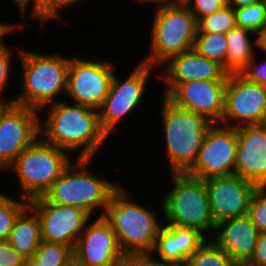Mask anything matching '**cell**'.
<instances>
[{
  "label": "cell",
  "instance_id": "6da1fadb",
  "mask_svg": "<svg viewBox=\"0 0 266 266\" xmlns=\"http://www.w3.org/2000/svg\"><path fill=\"white\" fill-rule=\"evenodd\" d=\"M61 100L42 108L40 137L65 150L75 159H95L104 143L110 138L102 130L98 110L81 104H69ZM45 114V115H44Z\"/></svg>",
  "mask_w": 266,
  "mask_h": 266
},
{
  "label": "cell",
  "instance_id": "7a4b0ae2",
  "mask_svg": "<svg viewBox=\"0 0 266 266\" xmlns=\"http://www.w3.org/2000/svg\"><path fill=\"white\" fill-rule=\"evenodd\" d=\"M122 186L112 194L103 217L116 234L122 252L139 266L154 249L163 217L145 203L135 202L129 189Z\"/></svg>",
  "mask_w": 266,
  "mask_h": 266
},
{
  "label": "cell",
  "instance_id": "3957f363",
  "mask_svg": "<svg viewBox=\"0 0 266 266\" xmlns=\"http://www.w3.org/2000/svg\"><path fill=\"white\" fill-rule=\"evenodd\" d=\"M22 68V93L11 97V102L40 111L42 108L61 101L65 95L70 57L42 54L20 47L17 49ZM57 99V100H56Z\"/></svg>",
  "mask_w": 266,
  "mask_h": 266
},
{
  "label": "cell",
  "instance_id": "277c9868",
  "mask_svg": "<svg viewBox=\"0 0 266 266\" xmlns=\"http://www.w3.org/2000/svg\"><path fill=\"white\" fill-rule=\"evenodd\" d=\"M94 159H75L52 184L44 197L51 203L77 207L92 218L103 217L112 194L121 184L91 172ZM98 210V211H97Z\"/></svg>",
  "mask_w": 266,
  "mask_h": 266
},
{
  "label": "cell",
  "instance_id": "5b68a950",
  "mask_svg": "<svg viewBox=\"0 0 266 266\" xmlns=\"http://www.w3.org/2000/svg\"><path fill=\"white\" fill-rule=\"evenodd\" d=\"M150 27V53L140 62L160 68L170 57L193 49L197 21L187 6L181 2L154 5Z\"/></svg>",
  "mask_w": 266,
  "mask_h": 266
},
{
  "label": "cell",
  "instance_id": "8992f818",
  "mask_svg": "<svg viewBox=\"0 0 266 266\" xmlns=\"http://www.w3.org/2000/svg\"><path fill=\"white\" fill-rule=\"evenodd\" d=\"M162 101L161 123L170 173H185L195 162L208 129L213 125L206 117L175 106L166 97Z\"/></svg>",
  "mask_w": 266,
  "mask_h": 266
},
{
  "label": "cell",
  "instance_id": "52a82bcc",
  "mask_svg": "<svg viewBox=\"0 0 266 266\" xmlns=\"http://www.w3.org/2000/svg\"><path fill=\"white\" fill-rule=\"evenodd\" d=\"M169 181L173 185L170 191L165 192L159 207L163 224L195 228L208 236V239L212 237L215 223L210 211L205 180L186 173H171Z\"/></svg>",
  "mask_w": 266,
  "mask_h": 266
},
{
  "label": "cell",
  "instance_id": "ba28073f",
  "mask_svg": "<svg viewBox=\"0 0 266 266\" xmlns=\"http://www.w3.org/2000/svg\"><path fill=\"white\" fill-rule=\"evenodd\" d=\"M74 157L40 136L19 154L5 170L15 174L19 197L27 200L44 196L72 163Z\"/></svg>",
  "mask_w": 266,
  "mask_h": 266
},
{
  "label": "cell",
  "instance_id": "9c48e42d",
  "mask_svg": "<svg viewBox=\"0 0 266 266\" xmlns=\"http://www.w3.org/2000/svg\"><path fill=\"white\" fill-rule=\"evenodd\" d=\"M132 69L123 79L114 73L109 93L98 110L101 128L108 137L116 134L125 117L142 106L150 76L157 68L138 62Z\"/></svg>",
  "mask_w": 266,
  "mask_h": 266
},
{
  "label": "cell",
  "instance_id": "30bf717a",
  "mask_svg": "<svg viewBox=\"0 0 266 266\" xmlns=\"http://www.w3.org/2000/svg\"><path fill=\"white\" fill-rule=\"evenodd\" d=\"M85 58L70 57L65 95L75 104L99 110L109 93L116 65L104 59Z\"/></svg>",
  "mask_w": 266,
  "mask_h": 266
},
{
  "label": "cell",
  "instance_id": "8fae6325",
  "mask_svg": "<svg viewBox=\"0 0 266 266\" xmlns=\"http://www.w3.org/2000/svg\"><path fill=\"white\" fill-rule=\"evenodd\" d=\"M266 123V87L242 74L228 75L221 125L239 127Z\"/></svg>",
  "mask_w": 266,
  "mask_h": 266
},
{
  "label": "cell",
  "instance_id": "7c38bea8",
  "mask_svg": "<svg viewBox=\"0 0 266 266\" xmlns=\"http://www.w3.org/2000/svg\"><path fill=\"white\" fill-rule=\"evenodd\" d=\"M236 152V128L213 124L206 133L195 162L185 173L203 180L234 175Z\"/></svg>",
  "mask_w": 266,
  "mask_h": 266
},
{
  "label": "cell",
  "instance_id": "4fadbf2b",
  "mask_svg": "<svg viewBox=\"0 0 266 266\" xmlns=\"http://www.w3.org/2000/svg\"><path fill=\"white\" fill-rule=\"evenodd\" d=\"M94 218L86 224L75 242L74 264L76 266H135L122 252L111 225L104 217Z\"/></svg>",
  "mask_w": 266,
  "mask_h": 266
},
{
  "label": "cell",
  "instance_id": "5bb4252c",
  "mask_svg": "<svg viewBox=\"0 0 266 266\" xmlns=\"http://www.w3.org/2000/svg\"><path fill=\"white\" fill-rule=\"evenodd\" d=\"M40 112L11 102L0 115V171H5L39 136Z\"/></svg>",
  "mask_w": 266,
  "mask_h": 266
},
{
  "label": "cell",
  "instance_id": "9a60e30c",
  "mask_svg": "<svg viewBox=\"0 0 266 266\" xmlns=\"http://www.w3.org/2000/svg\"><path fill=\"white\" fill-rule=\"evenodd\" d=\"M41 223L42 241L75 245L92 217L80 208L49 202L44 196L29 200Z\"/></svg>",
  "mask_w": 266,
  "mask_h": 266
},
{
  "label": "cell",
  "instance_id": "2e32d148",
  "mask_svg": "<svg viewBox=\"0 0 266 266\" xmlns=\"http://www.w3.org/2000/svg\"><path fill=\"white\" fill-rule=\"evenodd\" d=\"M210 211L214 223L246 215L257 185L238 175L205 179Z\"/></svg>",
  "mask_w": 266,
  "mask_h": 266
},
{
  "label": "cell",
  "instance_id": "e0dca14e",
  "mask_svg": "<svg viewBox=\"0 0 266 266\" xmlns=\"http://www.w3.org/2000/svg\"><path fill=\"white\" fill-rule=\"evenodd\" d=\"M227 80H194L180 83L166 98L178 108L220 124L224 114Z\"/></svg>",
  "mask_w": 266,
  "mask_h": 266
},
{
  "label": "cell",
  "instance_id": "ac0fdd59",
  "mask_svg": "<svg viewBox=\"0 0 266 266\" xmlns=\"http://www.w3.org/2000/svg\"><path fill=\"white\" fill-rule=\"evenodd\" d=\"M207 239L195 228L163 224L153 251L139 266H185Z\"/></svg>",
  "mask_w": 266,
  "mask_h": 266
},
{
  "label": "cell",
  "instance_id": "d6986e66",
  "mask_svg": "<svg viewBox=\"0 0 266 266\" xmlns=\"http://www.w3.org/2000/svg\"><path fill=\"white\" fill-rule=\"evenodd\" d=\"M157 77L165 84L163 96L167 97L180 83L194 80H227L222 65L202 56L194 48L170 57L160 66ZM162 75V76H161Z\"/></svg>",
  "mask_w": 266,
  "mask_h": 266
},
{
  "label": "cell",
  "instance_id": "ffe728a7",
  "mask_svg": "<svg viewBox=\"0 0 266 266\" xmlns=\"http://www.w3.org/2000/svg\"><path fill=\"white\" fill-rule=\"evenodd\" d=\"M235 175L266 187V123L236 127Z\"/></svg>",
  "mask_w": 266,
  "mask_h": 266
},
{
  "label": "cell",
  "instance_id": "44dd1931",
  "mask_svg": "<svg viewBox=\"0 0 266 266\" xmlns=\"http://www.w3.org/2000/svg\"><path fill=\"white\" fill-rule=\"evenodd\" d=\"M210 239L236 263H248L253 256L260 232L248 214L215 224Z\"/></svg>",
  "mask_w": 266,
  "mask_h": 266
},
{
  "label": "cell",
  "instance_id": "7402d4cb",
  "mask_svg": "<svg viewBox=\"0 0 266 266\" xmlns=\"http://www.w3.org/2000/svg\"><path fill=\"white\" fill-rule=\"evenodd\" d=\"M7 241L27 260L35 254L42 242L41 223L29 206L15 220Z\"/></svg>",
  "mask_w": 266,
  "mask_h": 266
},
{
  "label": "cell",
  "instance_id": "603a6c76",
  "mask_svg": "<svg viewBox=\"0 0 266 266\" xmlns=\"http://www.w3.org/2000/svg\"><path fill=\"white\" fill-rule=\"evenodd\" d=\"M228 53L226 73L241 74L256 54L255 33L236 26L226 33Z\"/></svg>",
  "mask_w": 266,
  "mask_h": 266
},
{
  "label": "cell",
  "instance_id": "cb8c5ba5",
  "mask_svg": "<svg viewBox=\"0 0 266 266\" xmlns=\"http://www.w3.org/2000/svg\"><path fill=\"white\" fill-rule=\"evenodd\" d=\"M74 245L42 241L27 266H72Z\"/></svg>",
  "mask_w": 266,
  "mask_h": 266
},
{
  "label": "cell",
  "instance_id": "d4e9b609",
  "mask_svg": "<svg viewBox=\"0 0 266 266\" xmlns=\"http://www.w3.org/2000/svg\"><path fill=\"white\" fill-rule=\"evenodd\" d=\"M193 48L202 56L218 62L226 72V56L228 53L226 34L197 31Z\"/></svg>",
  "mask_w": 266,
  "mask_h": 266
},
{
  "label": "cell",
  "instance_id": "484cf974",
  "mask_svg": "<svg viewBox=\"0 0 266 266\" xmlns=\"http://www.w3.org/2000/svg\"><path fill=\"white\" fill-rule=\"evenodd\" d=\"M0 190V240H7L15 220L29 206V200Z\"/></svg>",
  "mask_w": 266,
  "mask_h": 266
},
{
  "label": "cell",
  "instance_id": "4316f807",
  "mask_svg": "<svg viewBox=\"0 0 266 266\" xmlns=\"http://www.w3.org/2000/svg\"><path fill=\"white\" fill-rule=\"evenodd\" d=\"M236 262L210 238L187 259L185 266H235Z\"/></svg>",
  "mask_w": 266,
  "mask_h": 266
},
{
  "label": "cell",
  "instance_id": "83f0119b",
  "mask_svg": "<svg viewBox=\"0 0 266 266\" xmlns=\"http://www.w3.org/2000/svg\"><path fill=\"white\" fill-rule=\"evenodd\" d=\"M197 24V31L226 34L237 26L235 10L233 7L227 6L218 12L202 18Z\"/></svg>",
  "mask_w": 266,
  "mask_h": 266
},
{
  "label": "cell",
  "instance_id": "f1b7e54d",
  "mask_svg": "<svg viewBox=\"0 0 266 266\" xmlns=\"http://www.w3.org/2000/svg\"><path fill=\"white\" fill-rule=\"evenodd\" d=\"M236 25L256 33L266 23V0L234 8Z\"/></svg>",
  "mask_w": 266,
  "mask_h": 266
},
{
  "label": "cell",
  "instance_id": "f546056e",
  "mask_svg": "<svg viewBox=\"0 0 266 266\" xmlns=\"http://www.w3.org/2000/svg\"><path fill=\"white\" fill-rule=\"evenodd\" d=\"M29 9L30 11H27ZM17 10L22 19L26 18V14L29 13L31 20L37 19L41 25L54 20V0H26Z\"/></svg>",
  "mask_w": 266,
  "mask_h": 266
},
{
  "label": "cell",
  "instance_id": "4dcf8cb0",
  "mask_svg": "<svg viewBox=\"0 0 266 266\" xmlns=\"http://www.w3.org/2000/svg\"><path fill=\"white\" fill-rule=\"evenodd\" d=\"M248 215L260 233L266 232V187H257L254 191Z\"/></svg>",
  "mask_w": 266,
  "mask_h": 266
},
{
  "label": "cell",
  "instance_id": "1f68e13d",
  "mask_svg": "<svg viewBox=\"0 0 266 266\" xmlns=\"http://www.w3.org/2000/svg\"><path fill=\"white\" fill-rule=\"evenodd\" d=\"M183 3L194 15L197 23L202 18L228 6V0H185Z\"/></svg>",
  "mask_w": 266,
  "mask_h": 266
},
{
  "label": "cell",
  "instance_id": "d6a6232c",
  "mask_svg": "<svg viewBox=\"0 0 266 266\" xmlns=\"http://www.w3.org/2000/svg\"><path fill=\"white\" fill-rule=\"evenodd\" d=\"M9 46L5 42L0 45V98L11 101L10 96L7 99L4 96L6 95L5 91L7 92V86H9L8 82L10 81L11 70L13 69L12 64H14L12 63L13 54H15L14 48Z\"/></svg>",
  "mask_w": 266,
  "mask_h": 266
},
{
  "label": "cell",
  "instance_id": "836d02e7",
  "mask_svg": "<svg viewBox=\"0 0 266 266\" xmlns=\"http://www.w3.org/2000/svg\"><path fill=\"white\" fill-rule=\"evenodd\" d=\"M27 262L7 240H0V266H27Z\"/></svg>",
  "mask_w": 266,
  "mask_h": 266
},
{
  "label": "cell",
  "instance_id": "e575fe53",
  "mask_svg": "<svg viewBox=\"0 0 266 266\" xmlns=\"http://www.w3.org/2000/svg\"><path fill=\"white\" fill-rule=\"evenodd\" d=\"M259 56L260 55L257 56V54H255L247 68L241 74L248 80L258 82L266 87V58L263 57V61L260 59L258 60L257 57Z\"/></svg>",
  "mask_w": 266,
  "mask_h": 266
},
{
  "label": "cell",
  "instance_id": "d590c367",
  "mask_svg": "<svg viewBox=\"0 0 266 266\" xmlns=\"http://www.w3.org/2000/svg\"><path fill=\"white\" fill-rule=\"evenodd\" d=\"M248 264L251 266H266V232L259 234L253 256Z\"/></svg>",
  "mask_w": 266,
  "mask_h": 266
},
{
  "label": "cell",
  "instance_id": "8d00e7d4",
  "mask_svg": "<svg viewBox=\"0 0 266 266\" xmlns=\"http://www.w3.org/2000/svg\"><path fill=\"white\" fill-rule=\"evenodd\" d=\"M81 0H54V20L59 21L62 20V12L60 13L61 9L64 11L63 8L69 7L71 10L70 6H74V3L76 4L77 2Z\"/></svg>",
  "mask_w": 266,
  "mask_h": 266
},
{
  "label": "cell",
  "instance_id": "74e56055",
  "mask_svg": "<svg viewBox=\"0 0 266 266\" xmlns=\"http://www.w3.org/2000/svg\"><path fill=\"white\" fill-rule=\"evenodd\" d=\"M17 29V28H19V30L21 29L22 30V28H24V24H20V23H14V24H8V23H5V22H0V45H2L4 42H5V40H6V38L5 37H7V35H10V34H12L13 33V31L15 30V29ZM5 39V40H4Z\"/></svg>",
  "mask_w": 266,
  "mask_h": 266
},
{
  "label": "cell",
  "instance_id": "f35d334b",
  "mask_svg": "<svg viewBox=\"0 0 266 266\" xmlns=\"http://www.w3.org/2000/svg\"><path fill=\"white\" fill-rule=\"evenodd\" d=\"M255 42L256 51H263L266 55V23L255 33Z\"/></svg>",
  "mask_w": 266,
  "mask_h": 266
},
{
  "label": "cell",
  "instance_id": "ab89813d",
  "mask_svg": "<svg viewBox=\"0 0 266 266\" xmlns=\"http://www.w3.org/2000/svg\"><path fill=\"white\" fill-rule=\"evenodd\" d=\"M262 0H228V6L233 8L248 6L250 4L259 3Z\"/></svg>",
  "mask_w": 266,
  "mask_h": 266
},
{
  "label": "cell",
  "instance_id": "60d3db41",
  "mask_svg": "<svg viewBox=\"0 0 266 266\" xmlns=\"http://www.w3.org/2000/svg\"><path fill=\"white\" fill-rule=\"evenodd\" d=\"M134 2H138L139 5H141V3L145 4H152V5H156V4H163V3H168L171 2V0H133ZM140 2V3H139Z\"/></svg>",
  "mask_w": 266,
  "mask_h": 266
},
{
  "label": "cell",
  "instance_id": "b9f144b4",
  "mask_svg": "<svg viewBox=\"0 0 266 266\" xmlns=\"http://www.w3.org/2000/svg\"><path fill=\"white\" fill-rule=\"evenodd\" d=\"M11 103V101L9 100H5L0 98V115L2 113V111Z\"/></svg>",
  "mask_w": 266,
  "mask_h": 266
},
{
  "label": "cell",
  "instance_id": "7bdbcfd3",
  "mask_svg": "<svg viewBox=\"0 0 266 266\" xmlns=\"http://www.w3.org/2000/svg\"><path fill=\"white\" fill-rule=\"evenodd\" d=\"M26 0H13L16 8L18 9Z\"/></svg>",
  "mask_w": 266,
  "mask_h": 266
},
{
  "label": "cell",
  "instance_id": "ee69618b",
  "mask_svg": "<svg viewBox=\"0 0 266 266\" xmlns=\"http://www.w3.org/2000/svg\"><path fill=\"white\" fill-rule=\"evenodd\" d=\"M235 266H251L248 263H236Z\"/></svg>",
  "mask_w": 266,
  "mask_h": 266
},
{
  "label": "cell",
  "instance_id": "f6af8a7d",
  "mask_svg": "<svg viewBox=\"0 0 266 266\" xmlns=\"http://www.w3.org/2000/svg\"><path fill=\"white\" fill-rule=\"evenodd\" d=\"M185 0H171V2H181L183 3Z\"/></svg>",
  "mask_w": 266,
  "mask_h": 266
}]
</instances>
